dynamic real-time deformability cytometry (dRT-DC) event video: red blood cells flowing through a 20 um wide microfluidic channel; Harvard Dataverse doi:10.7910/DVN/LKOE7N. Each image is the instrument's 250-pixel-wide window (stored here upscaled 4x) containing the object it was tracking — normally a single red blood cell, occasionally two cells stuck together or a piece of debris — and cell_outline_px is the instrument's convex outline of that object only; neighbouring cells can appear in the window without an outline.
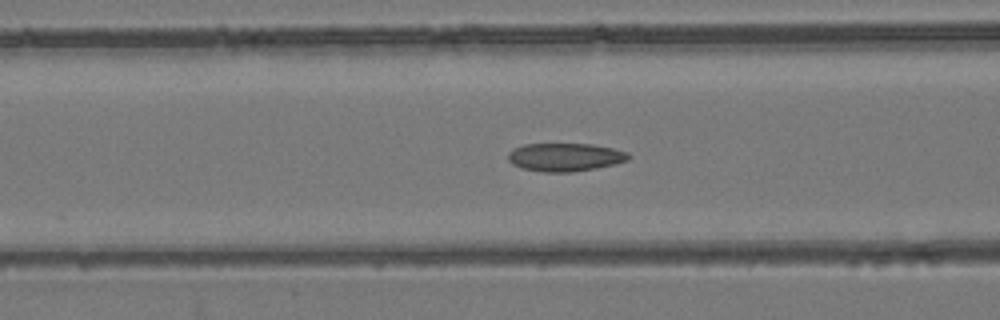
{"species": "common noctule bat (a hibernating species)", "species_latin": "Nyctalus noctula", "temperature_condition": "room temperature", "stored_images_in_passage": 53, "camera_frame_rate_fps": 3000, "um_per_image_px": 0.085, "animal": {"sex": "female", "body_mass_g": 24.6, "forearm_length_mm": 56.2}, "frame": {"image": 1, "passage_image": 21, "time_ms": 6.667, "image_size_px": [1000, 320], "cell_outline_px": [[632, 156], [628, 160], [616, 164], [596, 168], [572, 172], [544, 172], [520, 168], [512, 164], [508, 160], [508, 152], [512, 148], [524, 144], [592, 144], [612, 148], [628, 152]], "centroid_in_image_um": [48.02, 13.36], "position_along_channel_um": 118.6, "area_um2": 20.0}}
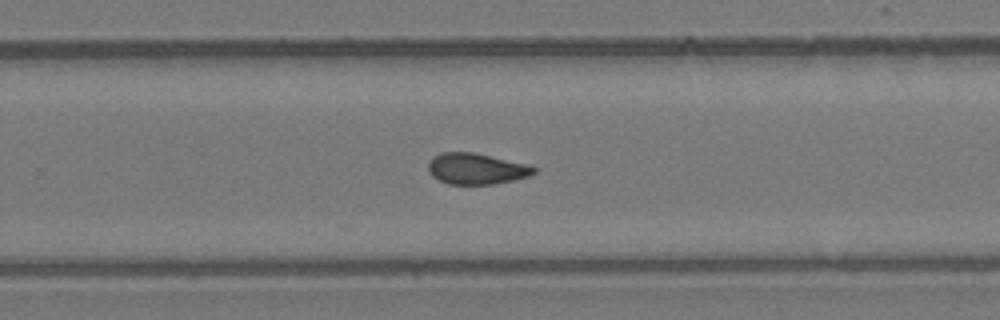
{"frame": {"image": 2, "passage_image": 34, "time_ms": 11.0, "image_size_px": [1000, 320], "cell_outline_px": [[536, 172], [528, 176], [512, 180], [492, 184], [448, 184], [432, 176], [428, 168], [428, 164], [432, 156], [440, 152], [472, 152], [532, 164], [536, 168]], "centroid_in_image_um": [40.5, 14.32], "position_along_channel_um": 289.3, "area_um2": 19.25}}
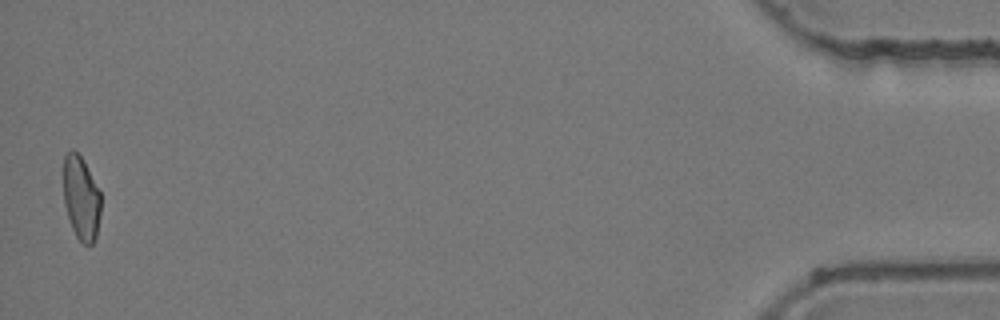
{"frame": {"image": 3, "passage_image": 52, "time_ms": 17.0, "image_size_px": [1000, 320], "cell_outline_px": [[100, 216], [96, 236], [92, 244], [84, 244], [76, 236], [72, 228], [64, 204], [64, 156], [72, 148], [84, 160], [100, 192]], "centroid_in_image_um": [6.9, 16.82], "position_along_channel_um": 428.3, "area_um2": 18.15}, "authors_computed_cell_mechanics": {"area_um2": 19.7098, "velocity_mm_per_s": 3.9498, "shape_relaxation_time_tau1_ms": null, "shape_relaxation_time_tau2_ms": 2.3132, "deformation_change_tau1": null, "deformation_change_tau2": 0.0816}}